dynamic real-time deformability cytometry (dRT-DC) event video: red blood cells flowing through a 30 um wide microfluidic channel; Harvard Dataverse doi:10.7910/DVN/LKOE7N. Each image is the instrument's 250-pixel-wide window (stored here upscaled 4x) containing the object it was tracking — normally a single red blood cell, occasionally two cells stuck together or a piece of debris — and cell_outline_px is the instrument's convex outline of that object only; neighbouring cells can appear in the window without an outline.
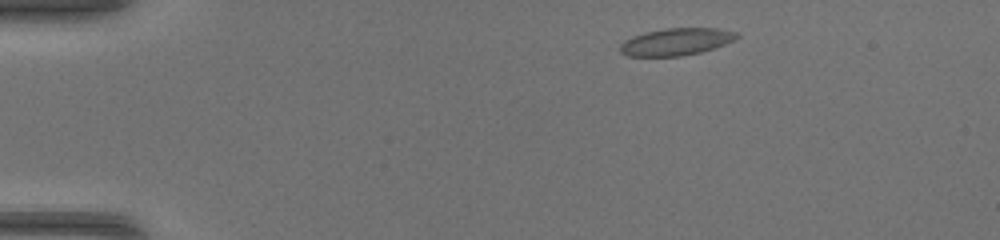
{"species": "common noctule bat (a hibernating species)", "species_latin": "Nyctalus noctula", "temperature_condition": "warm", "stored_images_in_passage": 41, "camera_frame_rate_fps": 3000, "um_per_image_px": 0.085, "animal": {"sex": "female", "body_mass_g": 17.0, "forearm_length_mm": 48.0}, "frame": {"image": 1, "passage_image": 3, "time_ms": 0.667, "image_size_px": [1000, 240], "cell_outline_px": [[740, 36], [736, 40], [716, 48], [700, 52], [680, 56], [628, 56], [620, 52], [620, 44], [624, 40], [632, 36], [644, 32], [668, 28], [716, 28], [736, 32]], "centroid_in_image_um": [57.49, 3.55], "position_along_channel_um": 27.5, "area_um2": 18.61}}
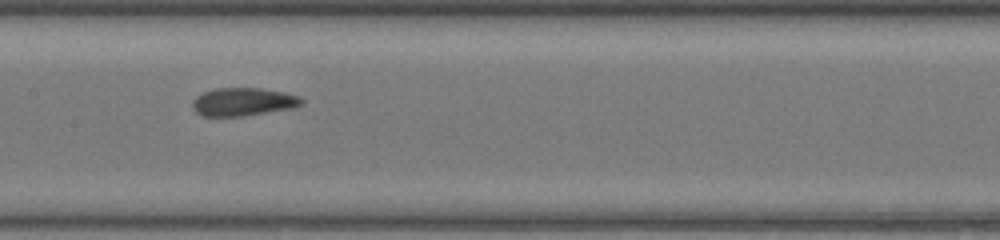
{"frame": {"image": 2, "passage_image": 19, "time_ms": 6.0, "image_size_px": [1000, 240], "cell_outline_px": [[304, 104], [292, 108], [244, 116], [204, 116], [196, 112], [192, 108], [192, 100], [196, 96], [204, 92], [216, 88], [260, 88], [284, 92], [300, 96], [304, 100]], "centroid_in_image_um": [20.68, 8.65], "position_along_channel_um": 186.7, "area_um2": 17.98}}
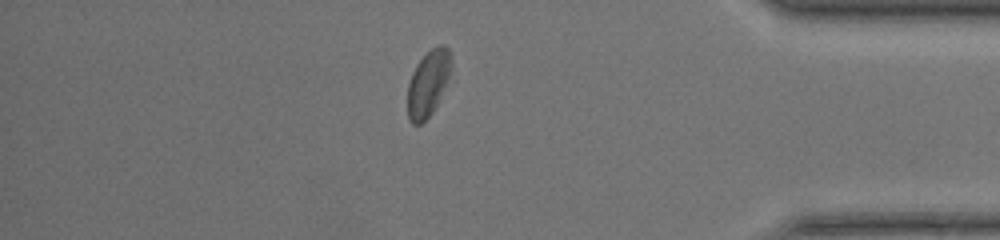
{"frame": {"image": 3, "passage_image": 35, "time_ms": 11.333, "image_size_px": [1000, 240], "cell_outline_px": [[452, 60], [448, 80], [432, 112], [420, 124], [412, 124], [408, 120], [408, 84], [412, 72], [416, 64], [432, 48], [440, 44], [444, 44], [448, 48]], "centroid_in_image_um": [36.38, 7.06], "position_along_channel_um": 398.8, "area_um2": 16.53}}